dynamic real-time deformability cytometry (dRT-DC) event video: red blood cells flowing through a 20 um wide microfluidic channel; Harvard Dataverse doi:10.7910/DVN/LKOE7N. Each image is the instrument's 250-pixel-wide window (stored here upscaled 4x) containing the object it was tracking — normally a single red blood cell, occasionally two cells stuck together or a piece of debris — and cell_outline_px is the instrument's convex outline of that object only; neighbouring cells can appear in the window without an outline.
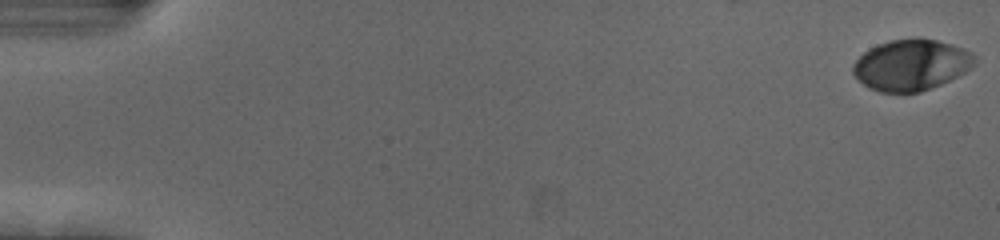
{"species": "human", "species_latin": "Homo sapiens", "temperature_condition": "cold", "stored_images_in_passage": 56, "camera_frame_rate_fps": 3000, "um_per_image_px": 0.085, "donor": {"sex": "female"}, "frame": {"image": 1, "passage_image": 1, "time_ms": 0.0, "image_size_px": [1000, 240], "cell_outline_px": [[976, 64], [964, 72], [940, 84], [920, 92], [880, 92], [868, 88], [852, 72], [852, 64], [868, 48], [888, 40], [912, 36], [916, 36], [936, 40], [952, 44], [964, 48], [972, 52], [976, 56]], "centroid_in_image_um": [77.45, 5.48], "position_along_channel_um": 7.5, "area_um2": 36.53}}
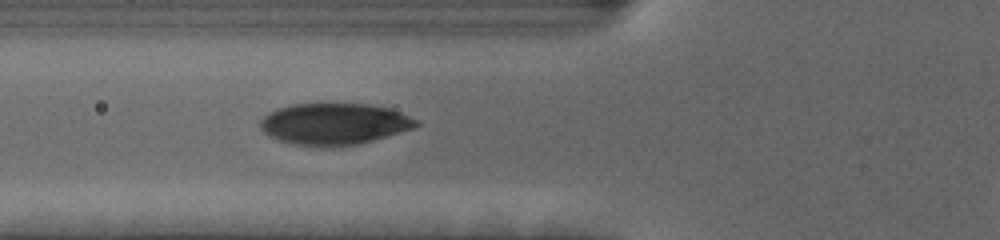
{"frame": {"image": 2, "passage_image": 22, "time_ms": 7.0, "image_size_px": [1000, 240], "cell_outline_px": [[420, 124], [412, 128], [372, 140], [356, 144], [332, 148], [320, 148], [292, 144], [280, 140], [264, 132], [260, 128], [260, 120], [268, 112], [292, 104], [368, 104], [388, 108], [400, 112], [420, 120]], "centroid_in_image_um": [28.39, 10.55], "position_along_channel_um": 97.4, "area_um2": 37.74}}
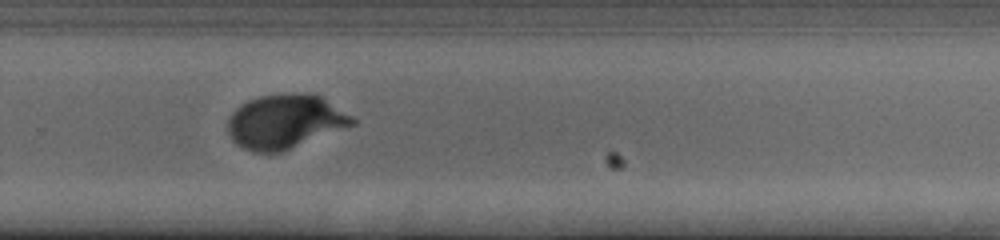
{"frame": {"image": 3, "passage_image": 39, "time_ms": 12.667, "image_size_px": [1000, 240], "cell_outline_px": [[356, 124], [280, 152], [252, 152], [236, 144], [232, 140], [228, 132], [228, 116], [240, 104], [248, 100], [260, 96], [292, 92], [308, 92], [324, 96], [352, 116], [356, 120]], "centroid_in_image_um": [24.24, 10.3], "position_along_channel_um": 305.6, "area_um2": 39.65}, "authors_computed_cell_mechanics": {"area_um2": 37.6278, "velocity_mm_per_s": 3.6747, "shape_relaxation_time_tau1_ms": 2.6089, "shape_relaxation_time_tau2_ms": null, "deformation_change_tau1": 0.1503, "deformation_change_tau2": null}}